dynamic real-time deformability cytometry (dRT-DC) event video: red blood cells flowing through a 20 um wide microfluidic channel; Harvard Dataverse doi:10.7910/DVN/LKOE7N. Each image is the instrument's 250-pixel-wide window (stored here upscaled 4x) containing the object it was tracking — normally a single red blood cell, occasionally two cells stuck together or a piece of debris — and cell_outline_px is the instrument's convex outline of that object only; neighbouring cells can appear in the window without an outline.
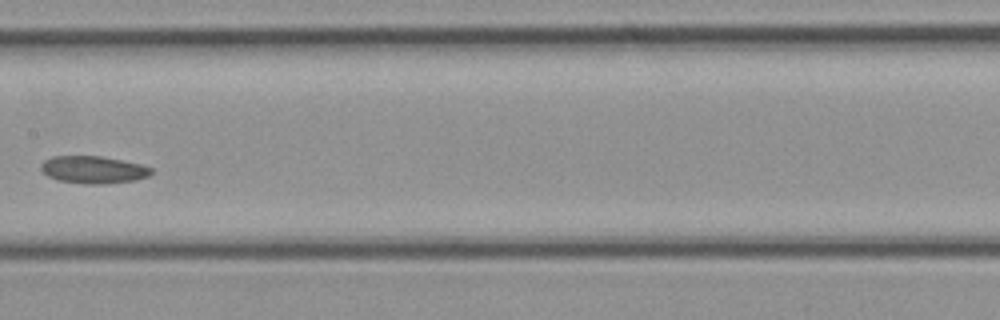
{"species": "common noctule bat (a hibernating species)", "species_latin": "Nyctalus noctula", "temperature_condition": "cold", "stored_images_in_passage": 26, "camera_frame_rate_fps": 3000, "um_per_image_px": 0.085, "animal": {"sex": "female", "body_mass_g": 21.9}, "frame": {"image": 1, "passage_image": 15, "time_ms": 4.667, "image_size_px": [1000, 320], "cell_outline_px": [[152, 172], [148, 176], [136, 180], [104, 184], [88, 184], [60, 180], [48, 176], [40, 168], [40, 164], [44, 160], [52, 156], [100, 156], [140, 164], [152, 168]], "centroid_in_image_um": [7.93, 14.42], "position_along_channel_um": 199.5, "area_um2": 17.46}}
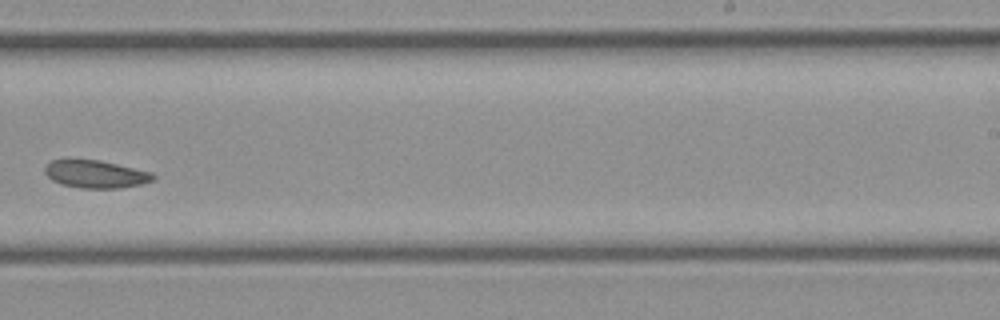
{"frame": {"image": 2, "passage_image": 19, "time_ms": 6.0, "image_size_px": [1000, 320], "cell_outline_px": [[156, 176], [152, 180], [140, 184], [120, 188], [80, 188], [60, 184], [52, 180], [44, 172], [44, 168], [52, 160], [68, 156], [100, 160], [152, 172]], "centroid_in_image_um": [8.06, 14.76], "position_along_channel_um": 280.9, "area_um2": 18.03}}